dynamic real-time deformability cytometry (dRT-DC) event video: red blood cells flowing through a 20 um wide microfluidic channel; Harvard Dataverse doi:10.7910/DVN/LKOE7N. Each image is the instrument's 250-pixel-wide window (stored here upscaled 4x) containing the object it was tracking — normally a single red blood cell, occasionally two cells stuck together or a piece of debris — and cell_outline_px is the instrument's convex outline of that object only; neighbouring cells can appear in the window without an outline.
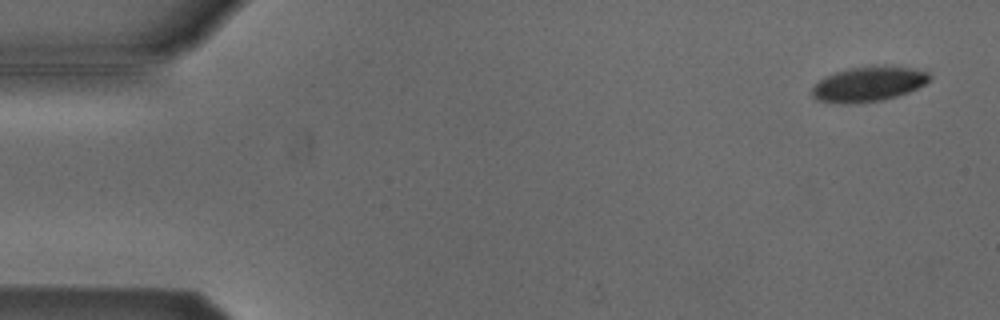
{"species": "Egyptian fruit bat (a non-hibernating species)", "species_latin": "Rousettus aegyptiacus", "temperature_condition": "cold", "stored_images_in_passage": 27, "camera_frame_rate_fps": 3000, "um_per_image_px": 0.085, "animal": {"sex": "male"}, "frame": {"image": 1, "passage_image": 3, "time_ms": 0.667, "image_size_px": [1000, 320], "cell_outline_px": [[932, 76], [924, 84], [908, 92], [884, 100], [848, 104], [840, 104], [816, 100], [812, 96], [812, 88], [824, 76], [848, 68], [872, 64], [884, 64], [908, 68], [928, 72]], "centroid_in_image_um": [73.79, 7.13], "position_along_channel_um": 11.2, "area_um2": 24.22}}
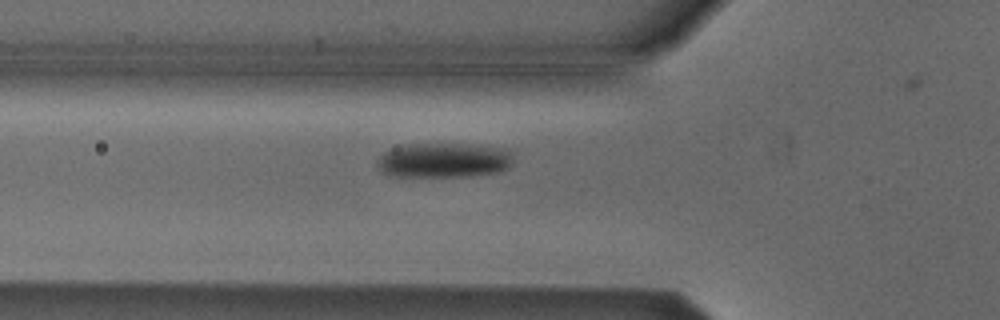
{"frame": {"image": 2, "passage_image": 19, "time_ms": 6.0, "image_size_px": [1000, 320], "cell_outline_px": [[512, 164], [508, 168], [500, 172], [472, 176], [388, 176], [380, 172], [376, 164], [376, 160], [384, 152], [392, 148], [404, 144], [464, 144], [504, 148], [512, 152]], "centroid_in_image_um": [37.7, 13.63], "position_along_channel_um": 88.1, "area_um2": 27.92}}
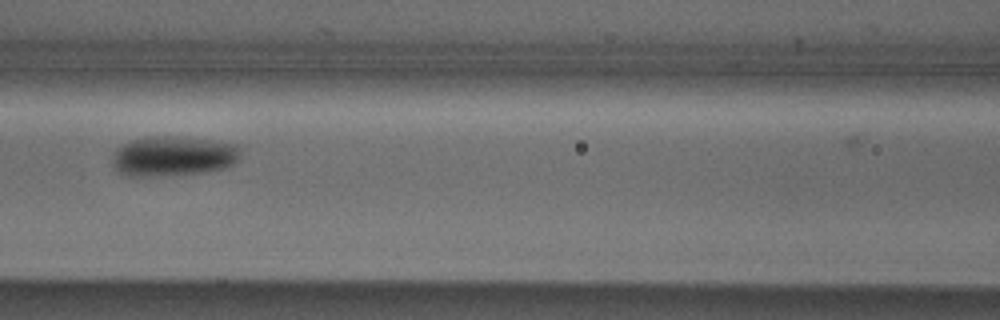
{"frame": {"image": 3, "passage_image": 24, "time_ms": 7.667, "image_size_px": [1000, 320], "cell_outline_px": [[240, 156], [232, 164], [224, 168], [200, 172], [152, 176], [128, 176], [120, 172], [112, 164], [112, 156], [116, 148], [132, 140], [144, 136], [180, 136], [236, 144], [240, 148]], "centroid_in_image_um": [14.69, 13.25], "position_along_channel_um": 151.9, "area_um2": 29.71}}